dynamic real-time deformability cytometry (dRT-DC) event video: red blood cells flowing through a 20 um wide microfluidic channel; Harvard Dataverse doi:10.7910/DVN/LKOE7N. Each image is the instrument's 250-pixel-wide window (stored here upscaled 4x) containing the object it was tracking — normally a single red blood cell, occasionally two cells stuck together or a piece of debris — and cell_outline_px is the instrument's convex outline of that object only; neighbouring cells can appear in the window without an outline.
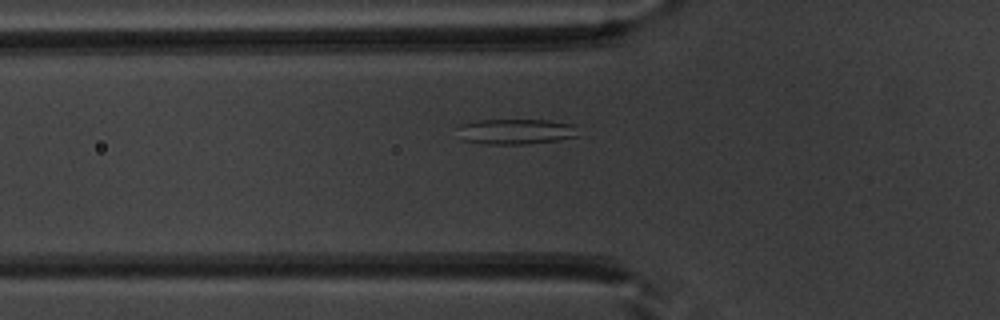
{"species": "common noctule bat (a hibernating species)", "species_latin": "Nyctalus noctula", "temperature_condition": "warm", "stored_images_in_passage": 38, "segment_of_instrument_passage": [1, 2], "camera_frame_rate_fps": 3000, "um_per_image_px": 0.085, "animal": {"sex": "male", "body_mass_g": 20.1, "forearm_length_mm": 53.5}, "frame": {"image": 1, "passage_image": 8, "time_ms": 2.333, "image_size_px": [1000, 320], "cell_outline_px": [[580, 136], [560, 140], [528, 144], [488, 144], [460, 140], [460, 124], [476, 120], [548, 120], [572, 124]], "centroid_in_image_um": [43.85, 11.19], "position_along_channel_um": 81.9, "area_um2": 17.92}}
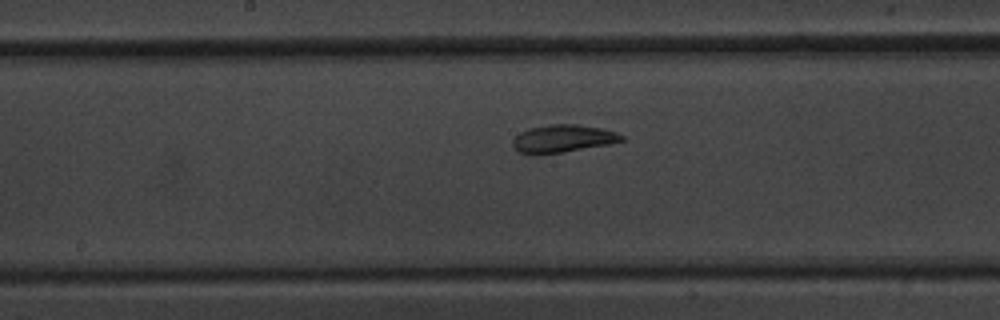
{"frame": {"image": 2, "passage_image": 17, "time_ms": 5.333, "image_size_px": [1000, 320], "cell_outline_px": [[624, 140], [608, 144], [564, 152], [532, 156], [528, 156], [520, 152], [512, 144], [512, 140], [520, 132], [528, 128], [552, 124], [576, 124], [600, 128], [616, 132], [624, 136]], "centroid_in_image_um": [47.79, 11.8], "position_along_channel_um": 200.4, "area_um2": 17.69}}
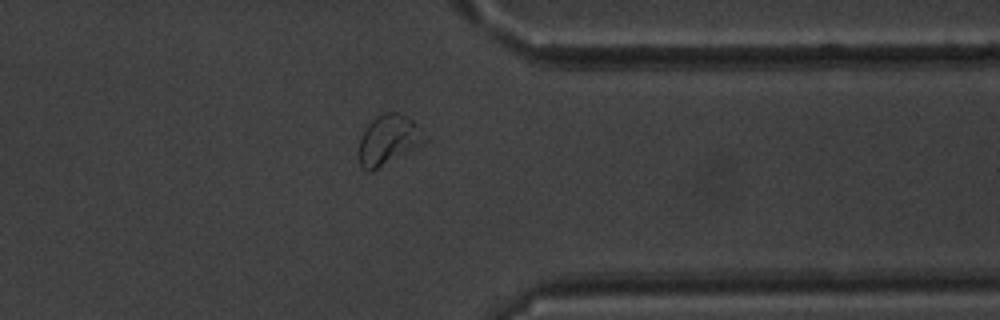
{"frame": {"image": 3, "passage_image": 31, "time_ms": 10.0, "image_size_px": [1000, 320], "cell_outline_px": [[428, 140], [424, 144], [372, 172], [368, 172], [360, 164], [360, 136], [364, 128], [376, 116], [384, 112], [396, 112], [408, 116], [428, 136]], "centroid_in_image_um": [33.05, 11.88], "position_along_channel_um": 378.3, "area_um2": 19.36}}